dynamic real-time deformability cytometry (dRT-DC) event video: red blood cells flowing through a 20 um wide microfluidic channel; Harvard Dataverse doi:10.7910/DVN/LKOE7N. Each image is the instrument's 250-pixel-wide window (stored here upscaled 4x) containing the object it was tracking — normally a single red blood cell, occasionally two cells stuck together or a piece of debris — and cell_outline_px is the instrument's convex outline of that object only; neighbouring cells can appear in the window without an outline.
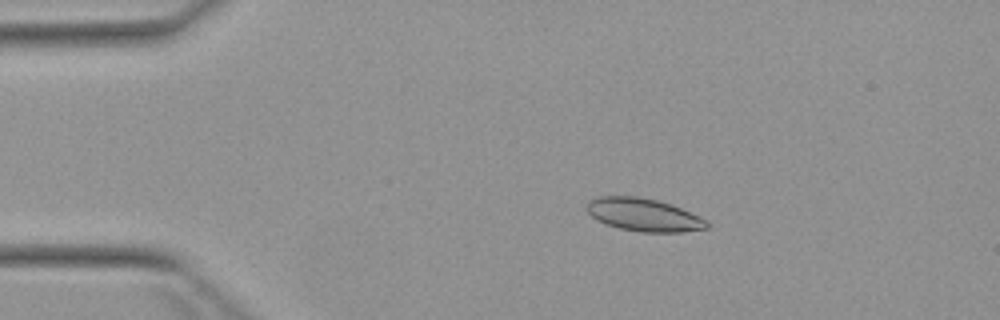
{"species": "Egyptian fruit bat (a non-hibernating species)", "species_latin": "Rousettus aegyptiacus", "temperature_condition": "warm", "stored_images_in_passage": 3, "camera_frame_rate_fps": 3000, "um_per_image_px": 0.085, "animal": {"sex": "female"}, "frame": {"image": 1, "passage_image": 2, "time_ms": 1.333, "image_size_px": [1000, 320], "cell_outline_px": [[712, 224], [708, 228], [680, 232], [640, 232], [620, 228], [604, 224], [596, 220], [584, 208], [588, 200], [600, 196], [636, 196], [656, 200], [680, 208], [708, 220]], "centroid_in_image_um": [54.69, 18.26], "position_along_channel_um": 30.3, "area_um2": 23.12}}